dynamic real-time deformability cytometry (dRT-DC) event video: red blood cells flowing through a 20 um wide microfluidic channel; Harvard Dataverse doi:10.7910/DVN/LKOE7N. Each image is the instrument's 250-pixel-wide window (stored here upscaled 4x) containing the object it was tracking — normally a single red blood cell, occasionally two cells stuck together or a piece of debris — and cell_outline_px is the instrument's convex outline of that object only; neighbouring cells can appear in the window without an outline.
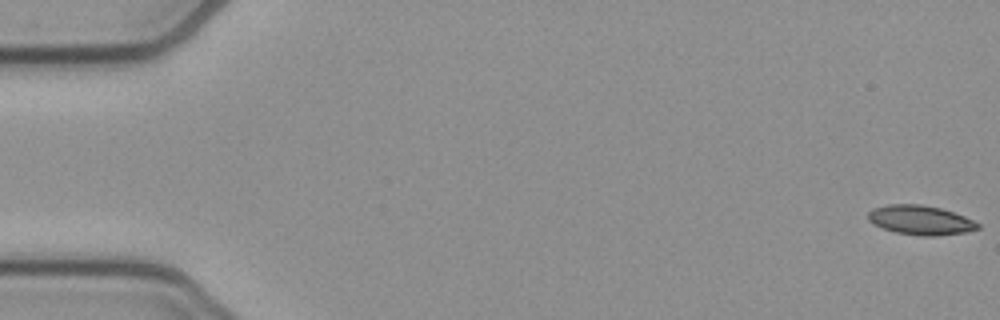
{"species": "common noctule bat (a hibernating species)", "species_latin": "Nyctalus noctula", "temperature_condition": "cold", "stored_images_in_passage": 55, "segment_of_instrument_passage": [1, 2], "camera_frame_rate_fps": 3000, "um_per_image_px": 0.085, "animal": {"sex": "female", "body_mass_g": 21.9}, "frame": {"image": 1, "passage_image": 1, "time_ms": 0.0, "image_size_px": [1000, 320], "cell_outline_px": [[980, 228], [968, 232], [936, 236], [924, 236], [896, 232], [872, 224], [868, 220], [868, 212], [872, 208], [888, 204], [920, 204], [940, 208], [964, 216], [980, 224]], "centroid_in_image_um": [78.23, 18.71], "position_along_channel_um": 6.8, "area_um2": 18.79}}
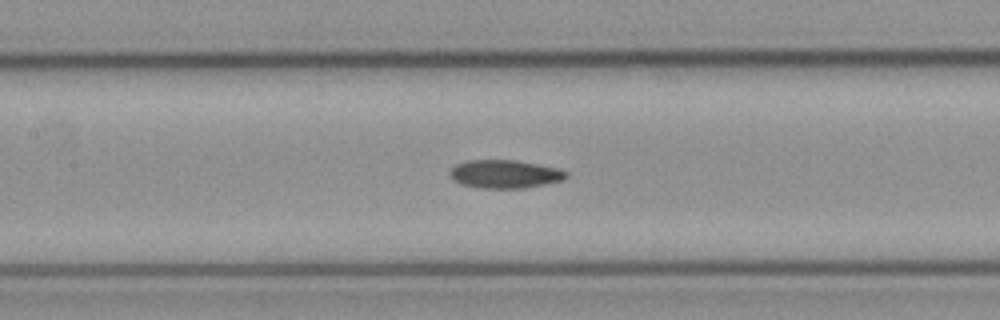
{"frame": {"image": 2, "passage_image": 25, "time_ms": 8.0, "image_size_px": [1000, 320], "cell_outline_px": [[568, 176], [564, 180], [524, 188], [476, 188], [460, 184], [452, 180], [448, 172], [456, 164], [468, 160], [516, 160], [560, 168], [568, 172]], "centroid_in_image_um": [42.9, 14.8], "position_along_channel_um": 164.5, "area_um2": 19.42}}
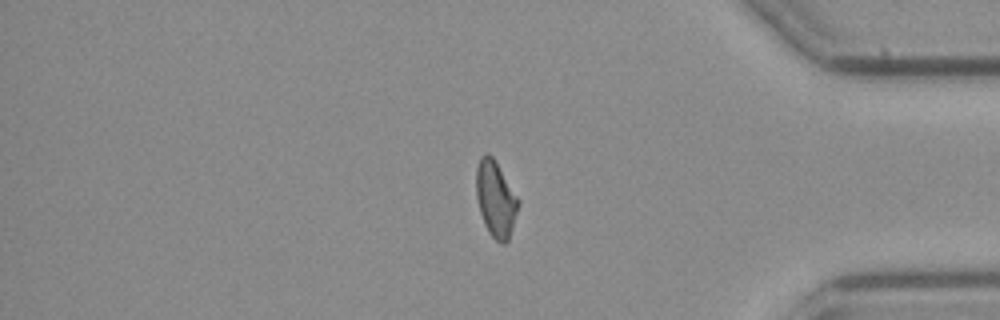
{"frame": {"image": 3, "passage_image": 45, "time_ms": 14.667, "image_size_px": [1000, 320], "cell_outline_px": [[520, 204], [508, 240], [504, 244], [500, 244], [488, 232], [484, 224], [480, 212], [476, 196], [476, 168], [480, 156], [484, 152], [492, 156], [520, 200]], "centroid_in_image_um": [42.13, 16.91], "position_along_channel_um": 393.1, "area_um2": 18.67}}